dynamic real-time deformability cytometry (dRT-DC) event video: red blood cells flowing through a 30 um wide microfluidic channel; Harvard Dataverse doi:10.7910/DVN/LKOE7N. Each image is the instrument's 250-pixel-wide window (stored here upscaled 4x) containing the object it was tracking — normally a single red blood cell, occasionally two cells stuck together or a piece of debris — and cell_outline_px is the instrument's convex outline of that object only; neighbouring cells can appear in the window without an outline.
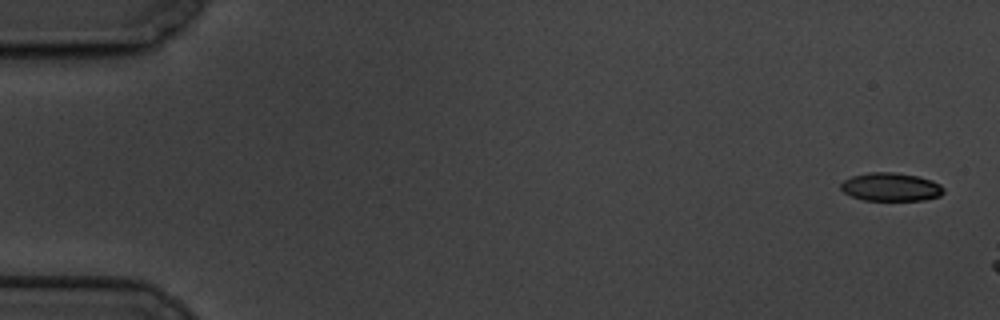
{"species": "common noctule bat (a hibernating species)", "species_latin": "Nyctalus noctula", "temperature_condition": "cold", "stored_images_in_passage": 8, "camera_frame_rate_fps": 3000, "um_per_image_px": 0.085, "animal": {"sex": "male", "body_mass_g": 19.5, "forearm_length_mm": 54.6}, "frame": {"image": 1, "passage_image": 1, "time_ms": 0.0, "image_size_px": [1000, 320], "cell_outline_px": [[944, 192], [940, 196], [924, 200], [864, 200], [852, 196], [844, 192], [840, 188], [840, 184], [844, 180], [852, 176], [868, 172], [896, 172], [920, 176], [932, 180], [940, 184], [944, 188]], "centroid_in_image_um": [75.74, 15.88], "position_along_channel_um": 9.3, "area_um2": 17.11}}